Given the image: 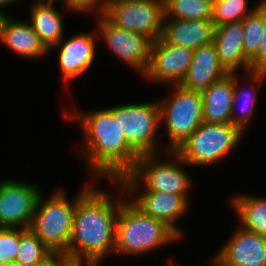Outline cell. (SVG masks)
<instances>
[{"label": "cell", "instance_id": "d6986e66", "mask_svg": "<svg viewBox=\"0 0 266 266\" xmlns=\"http://www.w3.org/2000/svg\"><path fill=\"white\" fill-rule=\"evenodd\" d=\"M214 31L212 20L164 19L161 37L171 45L194 51L213 43Z\"/></svg>", "mask_w": 266, "mask_h": 266}, {"label": "cell", "instance_id": "484cf974", "mask_svg": "<svg viewBox=\"0 0 266 266\" xmlns=\"http://www.w3.org/2000/svg\"><path fill=\"white\" fill-rule=\"evenodd\" d=\"M264 0H260L248 9V0H213L212 22L215 27L226 23L243 20L251 14Z\"/></svg>", "mask_w": 266, "mask_h": 266}, {"label": "cell", "instance_id": "4dcf8cb0", "mask_svg": "<svg viewBox=\"0 0 266 266\" xmlns=\"http://www.w3.org/2000/svg\"><path fill=\"white\" fill-rule=\"evenodd\" d=\"M262 42L258 52L250 59L252 71H262L266 68V0H265V26Z\"/></svg>", "mask_w": 266, "mask_h": 266}, {"label": "cell", "instance_id": "ac0fdd59", "mask_svg": "<svg viewBox=\"0 0 266 266\" xmlns=\"http://www.w3.org/2000/svg\"><path fill=\"white\" fill-rule=\"evenodd\" d=\"M227 74L219 61L215 45L211 43L194 50L192 61L180 85L186 89L203 91Z\"/></svg>", "mask_w": 266, "mask_h": 266}, {"label": "cell", "instance_id": "d4e9b609", "mask_svg": "<svg viewBox=\"0 0 266 266\" xmlns=\"http://www.w3.org/2000/svg\"><path fill=\"white\" fill-rule=\"evenodd\" d=\"M243 47L251 59L259 50L265 26V0L243 20Z\"/></svg>", "mask_w": 266, "mask_h": 266}, {"label": "cell", "instance_id": "3957f363", "mask_svg": "<svg viewBox=\"0 0 266 266\" xmlns=\"http://www.w3.org/2000/svg\"><path fill=\"white\" fill-rule=\"evenodd\" d=\"M127 198L120 204L116 221V256L144 255L181 239L164 222L145 214Z\"/></svg>", "mask_w": 266, "mask_h": 266}, {"label": "cell", "instance_id": "f546056e", "mask_svg": "<svg viewBox=\"0 0 266 266\" xmlns=\"http://www.w3.org/2000/svg\"><path fill=\"white\" fill-rule=\"evenodd\" d=\"M76 264L66 252L50 251L36 266H75Z\"/></svg>", "mask_w": 266, "mask_h": 266}, {"label": "cell", "instance_id": "e0dca14e", "mask_svg": "<svg viewBox=\"0 0 266 266\" xmlns=\"http://www.w3.org/2000/svg\"><path fill=\"white\" fill-rule=\"evenodd\" d=\"M213 44L216 47L219 61L228 73L243 70L251 71L250 59L243 47L242 20L215 27Z\"/></svg>", "mask_w": 266, "mask_h": 266}, {"label": "cell", "instance_id": "603a6c76", "mask_svg": "<svg viewBox=\"0 0 266 266\" xmlns=\"http://www.w3.org/2000/svg\"><path fill=\"white\" fill-rule=\"evenodd\" d=\"M239 225L266 238V198L250 194H237L232 203Z\"/></svg>", "mask_w": 266, "mask_h": 266}, {"label": "cell", "instance_id": "7c38bea8", "mask_svg": "<svg viewBox=\"0 0 266 266\" xmlns=\"http://www.w3.org/2000/svg\"><path fill=\"white\" fill-rule=\"evenodd\" d=\"M194 51L171 45L162 37L153 41L144 78L164 85L180 84L192 61Z\"/></svg>", "mask_w": 266, "mask_h": 266}, {"label": "cell", "instance_id": "30bf717a", "mask_svg": "<svg viewBox=\"0 0 266 266\" xmlns=\"http://www.w3.org/2000/svg\"><path fill=\"white\" fill-rule=\"evenodd\" d=\"M96 18L98 38L102 39L114 56L144 76L153 40L142 33L128 31L112 24L104 15Z\"/></svg>", "mask_w": 266, "mask_h": 266}, {"label": "cell", "instance_id": "5bb4252c", "mask_svg": "<svg viewBox=\"0 0 266 266\" xmlns=\"http://www.w3.org/2000/svg\"><path fill=\"white\" fill-rule=\"evenodd\" d=\"M142 189L140 194L126 192L127 197L136 193L131 201L145 214L164 222L182 239V229L176 223L184 216L183 214L187 213L190 202L177 193L146 191L143 187Z\"/></svg>", "mask_w": 266, "mask_h": 266}, {"label": "cell", "instance_id": "5b68a950", "mask_svg": "<svg viewBox=\"0 0 266 266\" xmlns=\"http://www.w3.org/2000/svg\"><path fill=\"white\" fill-rule=\"evenodd\" d=\"M170 86L169 96L157 99L160 108V126H164V134H167L169 140L165 152L175 151L203 122L201 91L186 89L180 84Z\"/></svg>", "mask_w": 266, "mask_h": 266}, {"label": "cell", "instance_id": "e575fe53", "mask_svg": "<svg viewBox=\"0 0 266 266\" xmlns=\"http://www.w3.org/2000/svg\"><path fill=\"white\" fill-rule=\"evenodd\" d=\"M101 263H95V264H76L75 266H100Z\"/></svg>", "mask_w": 266, "mask_h": 266}, {"label": "cell", "instance_id": "ba28073f", "mask_svg": "<svg viewBox=\"0 0 266 266\" xmlns=\"http://www.w3.org/2000/svg\"><path fill=\"white\" fill-rule=\"evenodd\" d=\"M123 131L129 145L139 154L162 153L157 134L160 127L158 100L145 103H128L108 108Z\"/></svg>", "mask_w": 266, "mask_h": 266}, {"label": "cell", "instance_id": "f1b7e54d", "mask_svg": "<svg viewBox=\"0 0 266 266\" xmlns=\"http://www.w3.org/2000/svg\"><path fill=\"white\" fill-rule=\"evenodd\" d=\"M63 4V7L72 13L83 14L84 12V14L103 16L106 12L107 0H64Z\"/></svg>", "mask_w": 266, "mask_h": 266}, {"label": "cell", "instance_id": "1f68e13d", "mask_svg": "<svg viewBox=\"0 0 266 266\" xmlns=\"http://www.w3.org/2000/svg\"><path fill=\"white\" fill-rule=\"evenodd\" d=\"M19 3L20 0H0V16L3 15H7L5 11H3V8H5V6L7 7L8 5L10 6V4H14L15 3Z\"/></svg>", "mask_w": 266, "mask_h": 266}, {"label": "cell", "instance_id": "8992f818", "mask_svg": "<svg viewBox=\"0 0 266 266\" xmlns=\"http://www.w3.org/2000/svg\"><path fill=\"white\" fill-rule=\"evenodd\" d=\"M244 133L231 123L202 122L175 152L187 166H215L233 153Z\"/></svg>", "mask_w": 266, "mask_h": 266}, {"label": "cell", "instance_id": "7402d4cb", "mask_svg": "<svg viewBox=\"0 0 266 266\" xmlns=\"http://www.w3.org/2000/svg\"><path fill=\"white\" fill-rule=\"evenodd\" d=\"M55 2L36 0L29 8L30 25L38 34L40 40L49 50L57 45L64 37L63 14L54 6Z\"/></svg>", "mask_w": 266, "mask_h": 266}, {"label": "cell", "instance_id": "7a4b0ae2", "mask_svg": "<svg viewBox=\"0 0 266 266\" xmlns=\"http://www.w3.org/2000/svg\"><path fill=\"white\" fill-rule=\"evenodd\" d=\"M65 112V118H73L80 124L83 132L80 156L94 179L106 181H120L129 174L140 155L129 145L118 119L108 109L92 111Z\"/></svg>", "mask_w": 266, "mask_h": 266}, {"label": "cell", "instance_id": "cb8c5ba5", "mask_svg": "<svg viewBox=\"0 0 266 266\" xmlns=\"http://www.w3.org/2000/svg\"><path fill=\"white\" fill-rule=\"evenodd\" d=\"M213 0H164V19L211 20Z\"/></svg>", "mask_w": 266, "mask_h": 266}, {"label": "cell", "instance_id": "ffe728a7", "mask_svg": "<svg viewBox=\"0 0 266 266\" xmlns=\"http://www.w3.org/2000/svg\"><path fill=\"white\" fill-rule=\"evenodd\" d=\"M238 75L239 74L237 73H233L234 95L231 124L237 126L244 133L246 132V129H248L247 125H249V121L252 119L256 109L257 92H260L259 90L262 87V83L264 84L266 79L262 71L251 70L246 72L247 77L245 79H247V81L244 79V82L241 85V80H238L240 76L238 77ZM245 81L251 84L249 85L250 88L245 85ZM243 87L248 88L245 89Z\"/></svg>", "mask_w": 266, "mask_h": 266}, {"label": "cell", "instance_id": "52a82bcc", "mask_svg": "<svg viewBox=\"0 0 266 266\" xmlns=\"http://www.w3.org/2000/svg\"><path fill=\"white\" fill-rule=\"evenodd\" d=\"M63 189L46 197L41 193L29 229L50 251L66 252L73 228L76 197L69 200Z\"/></svg>", "mask_w": 266, "mask_h": 266}, {"label": "cell", "instance_id": "2e32d148", "mask_svg": "<svg viewBox=\"0 0 266 266\" xmlns=\"http://www.w3.org/2000/svg\"><path fill=\"white\" fill-rule=\"evenodd\" d=\"M0 16V42L20 57L36 60L48 56L49 50L27 21Z\"/></svg>", "mask_w": 266, "mask_h": 266}, {"label": "cell", "instance_id": "9c48e42d", "mask_svg": "<svg viewBox=\"0 0 266 266\" xmlns=\"http://www.w3.org/2000/svg\"><path fill=\"white\" fill-rule=\"evenodd\" d=\"M104 16L114 25L153 41L163 34L164 0H112Z\"/></svg>", "mask_w": 266, "mask_h": 266}, {"label": "cell", "instance_id": "4316f807", "mask_svg": "<svg viewBox=\"0 0 266 266\" xmlns=\"http://www.w3.org/2000/svg\"><path fill=\"white\" fill-rule=\"evenodd\" d=\"M49 252L50 250L29 228H21L19 251L15 256L18 265L36 266Z\"/></svg>", "mask_w": 266, "mask_h": 266}, {"label": "cell", "instance_id": "8d00e7d4", "mask_svg": "<svg viewBox=\"0 0 266 266\" xmlns=\"http://www.w3.org/2000/svg\"><path fill=\"white\" fill-rule=\"evenodd\" d=\"M169 260H170V261L168 262L169 266H179L178 264H176V263L172 260V258L169 259Z\"/></svg>", "mask_w": 266, "mask_h": 266}, {"label": "cell", "instance_id": "83f0119b", "mask_svg": "<svg viewBox=\"0 0 266 266\" xmlns=\"http://www.w3.org/2000/svg\"><path fill=\"white\" fill-rule=\"evenodd\" d=\"M20 240L21 228H0V264L15 261Z\"/></svg>", "mask_w": 266, "mask_h": 266}, {"label": "cell", "instance_id": "74e56055", "mask_svg": "<svg viewBox=\"0 0 266 266\" xmlns=\"http://www.w3.org/2000/svg\"><path fill=\"white\" fill-rule=\"evenodd\" d=\"M262 72H263V74H264V77L266 78V68H264V69L262 70Z\"/></svg>", "mask_w": 266, "mask_h": 266}, {"label": "cell", "instance_id": "8fae6325", "mask_svg": "<svg viewBox=\"0 0 266 266\" xmlns=\"http://www.w3.org/2000/svg\"><path fill=\"white\" fill-rule=\"evenodd\" d=\"M37 184L0 181V228H29L42 191Z\"/></svg>", "mask_w": 266, "mask_h": 266}, {"label": "cell", "instance_id": "9a60e30c", "mask_svg": "<svg viewBox=\"0 0 266 266\" xmlns=\"http://www.w3.org/2000/svg\"><path fill=\"white\" fill-rule=\"evenodd\" d=\"M229 240L216 251L226 266H266V238L237 226Z\"/></svg>", "mask_w": 266, "mask_h": 266}, {"label": "cell", "instance_id": "6da1fadb", "mask_svg": "<svg viewBox=\"0 0 266 266\" xmlns=\"http://www.w3.org/2000/svg\"><path fill=\"white\" fill-rule=\"evenodd\" d=\"M86 182L75 195L76 209L67 254L77 264L103 263L108 254L114 253L119 207L127 194L120 181H109L119 190L113 198L108 190L94 186L92 181Z\"/></svg>", "mask_w": 266, "mask_h": 266}, {"label": "cell", "instance_id": "277c9868", "mask_svg": "<svg viewBox=\"0 0 266 266\" xmlns=\"http://www.w3.org/2000/svg\"><path fill=\"white\" fill-rule=\"evenodd\" d=\"M161 154L140 155L133 170L120 180L125 191L138 192L143 184L146 191L177 193L190 201L193 179L183 169L188 164L175 151H166V160H161Z\"/></svg>", "mask_w": 266, "mask_h": 266}, {"label": "cell", "instance_id": "44dd1931", "mask_svg": "<svg viewBox=\"0 0 266 266\" xmlns=\"http://www.w3.org/2000/svg\"><path fill=\"white\" fill-rule=\"evenodd\" d=\"M203 98V121L210 123H231L234 84L233 73L214 82L201 91Z\"/></svg>", "mask_w": 266, "mask_h": 266}, {"label": "cell", "instance_id": "836d02e7", "mask_svg": "<svg viewBox=\"0 0 266 266\" xmlns=\"http://www.w3.org/2000/svg\"><path fill=\"white\" fill-rule=\"evenodd\" d=\"M0 266H20L18 265L15 261L12 262H7V263H2Z\"/></svg>", "mask_w": 266, "mask_h": 266}, {"label": "cell", "instance_id": "d590c367", "mask_svg": "<svg viewBox=\"0 0 266 266\" xmlns=\"http://www.w3.org/2000/svg\"><path fill=\"white\" fill-rule=\"evenodd\" d=\"M38 1H42V2H55V3H63L64 0H38Z\"/></svg>", "mask_w": 266, "mask_h": 266}, {"label": "cell", "instance_id": "d6a6232c", "mask_svg": "<svg viewBox=\"0 0 266 266\" xmlns=\"http://www.w3.org/2000/svg\"><path fill=\"white\" fill-rule=\"evenodd\" d=\"M209 261H211L209 263L211 264V266H226L225 263L216 254L213 255V257Z\"/></svg>", "mask_w": 266, "mask_h": 266}, {"label": "cell", "instance_id": "4fadbf2b", "mask_svg": "<svg viewBox=\"0 0 266 266\" xmlns=\"http://www.w3.org/2000/svg\"><path fill=\"white\" fill-rule=\"evenodd\" d=\"M93 31V33H77L68 39L63 38L57 45L51 47L52 49L59 48L58 65L64 83L68 84L80 78L93 65L96 57V34H98L96 28Z\"/></svg>", "mask_w": 266, "mask_h": 266}]
</instances>
